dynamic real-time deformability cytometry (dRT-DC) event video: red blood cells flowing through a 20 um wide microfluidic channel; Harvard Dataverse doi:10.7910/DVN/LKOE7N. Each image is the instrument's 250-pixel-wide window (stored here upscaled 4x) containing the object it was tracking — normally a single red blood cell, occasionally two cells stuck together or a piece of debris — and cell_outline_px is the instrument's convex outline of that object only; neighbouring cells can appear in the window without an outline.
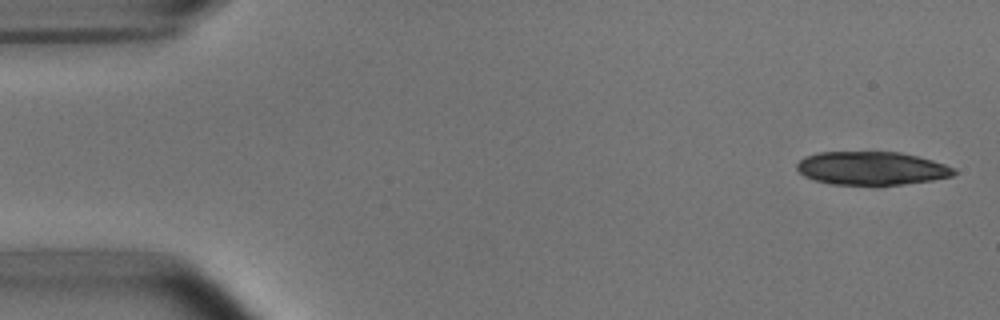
{"species": "common noctule bat (a hibernating species)", "species_latin": "Nyctalus noctula", "temperature_condition": "room temperature", "stored_images_in_passage": 7, "camera_frame_rate_fps": 3000, "um_per_image_px": 0.085, "animal": {"sex": "male", "body_mass_g": 15.6}, "frame": {"image": 1, "passage_image": 1, "time_ms": 0.0, "image_size_px": [1000, 320], "cell_outline_px": [[956, 172], [952, 176], [932, 180], [876, 188], [832, 184], [812, 180], [804, 176], [796, 168], [796, 164], [804, 156], [820, 152], [900, 152], [932, 160], [956, 168]], "centroid_in_image_um": [74.06, 14.34], "position_along_channel_um": 10.9, "area_um2": 31.44}}